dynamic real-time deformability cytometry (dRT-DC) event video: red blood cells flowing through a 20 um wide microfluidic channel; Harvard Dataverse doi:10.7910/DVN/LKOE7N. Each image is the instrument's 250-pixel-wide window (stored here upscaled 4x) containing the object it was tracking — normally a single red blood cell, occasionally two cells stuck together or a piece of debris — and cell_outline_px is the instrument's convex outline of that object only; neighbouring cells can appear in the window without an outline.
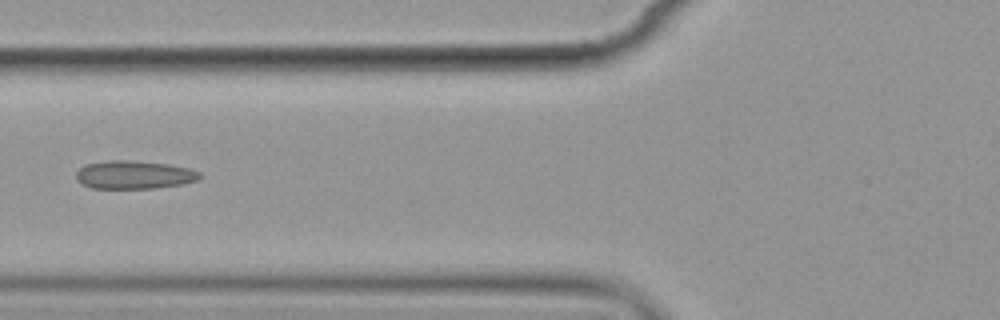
{"species": "common noctule bat (a hibernating species)", "species_latin": "Nyctalus noctula", "temperature_condition": "cold", "stored_images_in_passage": 5, "camera_frame_rate_fps": 3000, "um_per_image_px": 0.085, "animal": {"sex": "female", "body_mass_g": 19.9}, "frame": {"image": 1, "passage_image": 5, "time_ms": 4.667, "image_size_px": [1000, 320], "cell_outline_px": [[204, 176], [200, 180], [180, 184], [156, 188], [92, 188], [76, 180], [76, 172], [84, 164], [104, 160], [132, 160], [168, 164], [188, 168], [200, 172]], "centroid_in_image_um": [11.41, 14.84], "position_along_channel_um": 114.4, "area_um2": 20.52}}